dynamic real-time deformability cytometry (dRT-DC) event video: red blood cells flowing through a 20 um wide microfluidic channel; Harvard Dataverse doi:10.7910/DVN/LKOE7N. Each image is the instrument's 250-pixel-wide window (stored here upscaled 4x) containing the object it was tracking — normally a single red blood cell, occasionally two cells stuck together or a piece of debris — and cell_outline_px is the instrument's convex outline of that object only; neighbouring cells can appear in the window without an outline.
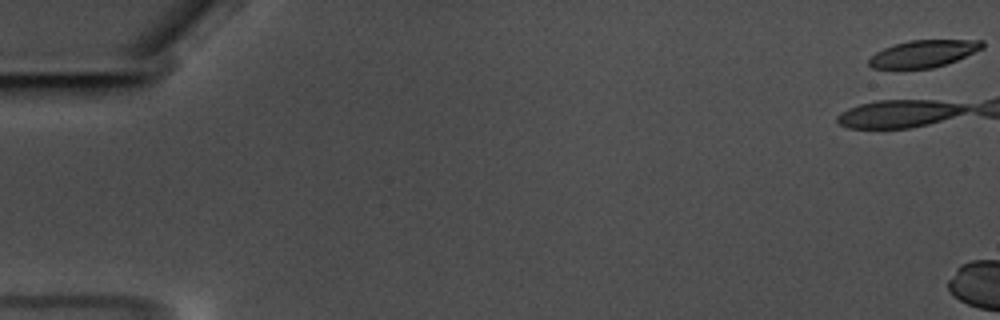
{"species": "common noctule bat (a hibernating species)", "species_latin": "Nyctalus noctula", "temperature_condition": "warm", "stored_images_in_passage": 6, "camera_frame_rate_fps": 3000, "um_per_image_px": 0.085, "animal": {"sex": "male", "body_mass_g": 17.5, "forearm_length_mm": 52.3}, "frame": {"image": 1, "passage_image": 1, "time_ms": 0.0, "image_size_px": [1000, 320], "cell_outline_px": [[984, 48], [956, 60], [932, 68], [872, 68], [868, 64], [868, 60], [876, 52], [884, 48], [908, 40], [984, 40]], "centroid_in_image_um": [78.51, 4.55], "position_along_channel_um": 6.5, "area_um2": 17.69}}